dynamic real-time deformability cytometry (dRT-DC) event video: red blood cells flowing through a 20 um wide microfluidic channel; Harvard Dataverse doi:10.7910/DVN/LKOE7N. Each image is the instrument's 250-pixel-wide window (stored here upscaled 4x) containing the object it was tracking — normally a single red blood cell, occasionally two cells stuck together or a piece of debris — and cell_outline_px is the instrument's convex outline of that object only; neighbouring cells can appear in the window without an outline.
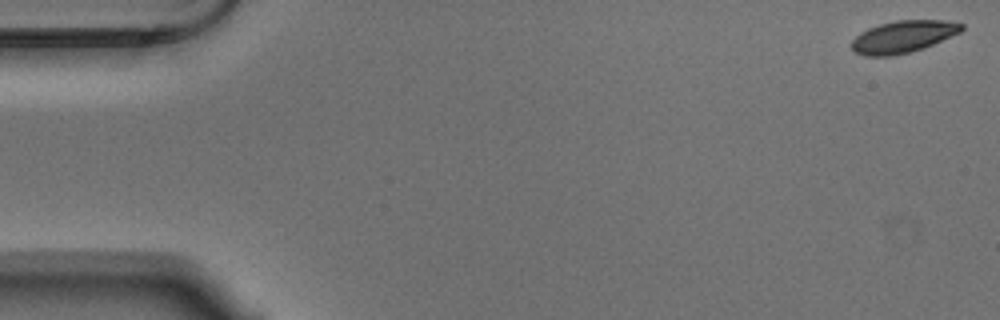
{"species": "Egyptian fruit bat (a non-hibernating species)", "species_latin": "Rousettus aegyptiacus", "temperature_condition": "warm", "stored_images_in_passage": 55, "camera_frame_rate_fps": 3000, "um_per_image_px": 0.085, "animal": {"sex": "male"}, "frame": {"image": 1, "passage_image": 1, "time_ms": 0.0, "image_size_px": [1000, 320], "cell_outline_px": [[964, 28], [960, 32], [924, 48], [892, 56], [864, 56], [856, 52], [852, 48], [852, 40], [860, 32], [868, 28], [880, 24], [896, 20], [944, 20], [964, 24]], "centroid_in_image_um": [76.76, 3.11], "position_along_channel_um": 8.2, "area_um2": 20.46}}
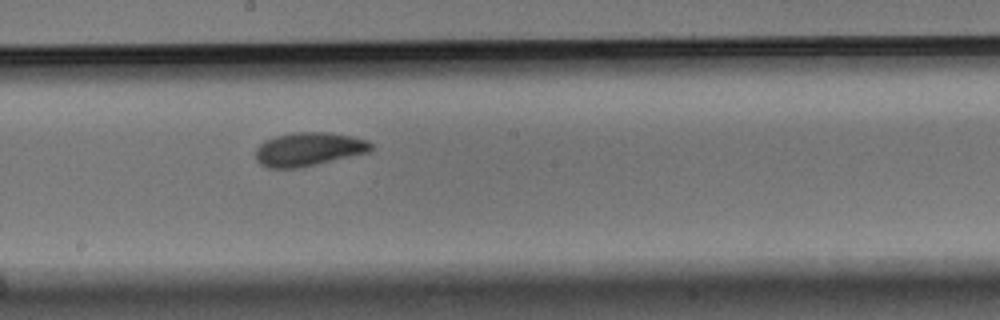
{"frame": {"image": 2, "passage_image": 30, "time_ms": 9.667, "image_size_px": [1000, 320], "cell_outline_px": [[372, 148], [368, 152], [316, 164], [296, 168], [268, 168], [260, 164], [256, 160], [256, 148], [264, 140], [276, 136], [292, 132], [328, 132], [352, 136], [368, 140], [372, 144]], "centroid_in_image_um": [26.21, 12.67], "position_along_channel_um": 222.0, "area_um2": 22.54}}
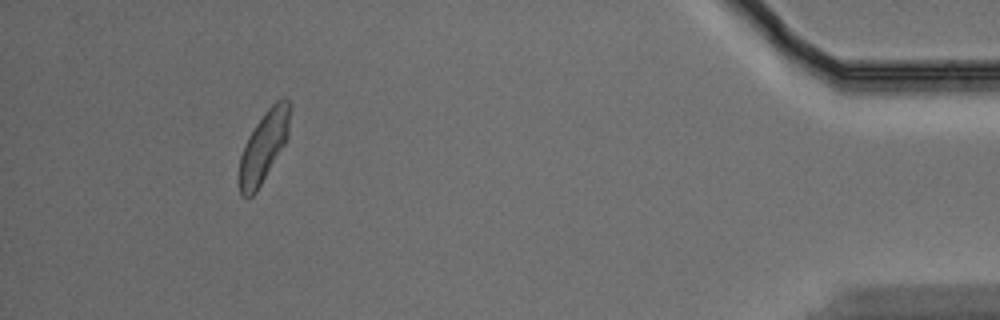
{"frame": {"image": 3, "passage_image": 51, "time_ms": 16.667, "image_size_px": [1000, 320], "cell_outline_px": [[292, 104], [288, 140], [256, 192], [252, 196], [240, 196], [240, 156], [244, 144], [248, 136], [264, 112], [276, 100], [284, 96]], "centroid_in_image_um": [22.47, 12.39], "position_along_channel_um": 412.7, "area_um2": 21.15}, "authors_computed_cell_mechanics": {"area_um2": 21.6172, "velocity_mm_per_s": 3.6261, "shape_relaxation_time_tau1_ms": 3.4152, "shape_relaxation_time_tau2_ms": 2.2629, "deformation_change_tau1": 0.1176, "deformation_change_tau2": 0.0661}}